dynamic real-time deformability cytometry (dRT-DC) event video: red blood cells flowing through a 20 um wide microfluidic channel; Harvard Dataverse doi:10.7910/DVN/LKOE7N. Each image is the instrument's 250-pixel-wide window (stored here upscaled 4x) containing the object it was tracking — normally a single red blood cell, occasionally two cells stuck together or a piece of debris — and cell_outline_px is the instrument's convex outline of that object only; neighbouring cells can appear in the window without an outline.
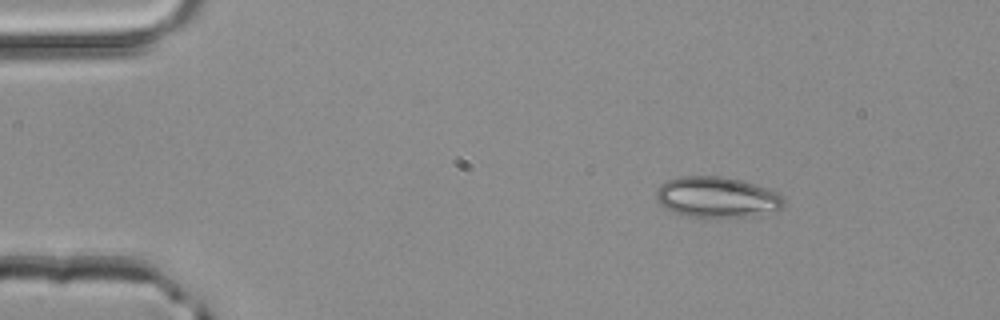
{"species": "common noctule bat (a hibernating species)", "species_latin": "Nyctalus noctula", "temperature_condition": "room temperature", "stored_images_in_passage": 2, "camera_frame_rate_fps": 3000, "um_per_image_px": 0.085, "animal": {"sex": "male", "body_mass_g": 20.4}, "frame": {"image": 1, "passage_image": 1, "time_ms": 0.0, "image_size_px": [1000, 320], "cell_outline_px": [[784, 208], [776, 212], [712, 220], [688, 216], [672, 212], [664, 208], [656, 200], [656, 188], [660, 184], [668, 180], [680, 176], [724, 176], [740, 180], [780, 192], [784, 196]], "centroid_in_image_um": [60.95, 16.79], "position_along_channel_um": 24.1, "area_um2": 31.27}}